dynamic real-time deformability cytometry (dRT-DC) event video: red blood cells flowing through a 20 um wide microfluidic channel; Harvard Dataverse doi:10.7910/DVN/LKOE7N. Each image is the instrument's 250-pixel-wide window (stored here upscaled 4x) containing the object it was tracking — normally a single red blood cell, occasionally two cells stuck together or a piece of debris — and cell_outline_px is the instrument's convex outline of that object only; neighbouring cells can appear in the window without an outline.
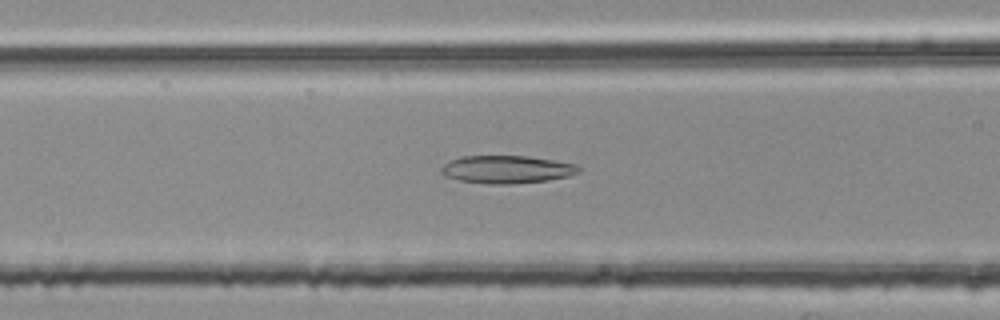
{"species": "common noctule bat (a hibernating species)", "species_latin": "Nyctalus noctula", "temperature_condition": "room temperature", "stored_images_in_passage": 44, "camera_frame_rate_fps": 3000, "um_per_image_px": 0.085, "animal": {"sex": "female", "body_mass_g": 25.1}, "frame": {"image": 1, "passage_image": 12, "time_ms": 3.667, "image_size_px": [1000, 320], "cell_outline_px": [[580, 172], [568, 176], [548, 180], [508, 184], [488, 184], [460, 180], [444, 176], [440, 172], [440, 168], [444, 164], [452, 160], [464, 156], [528, 156], [576, 164], [580, 168]], "centroid_in_image_um": [43.07, 14.4], "position_along_channel_um": 123.5, "area_um2": 22.14}}
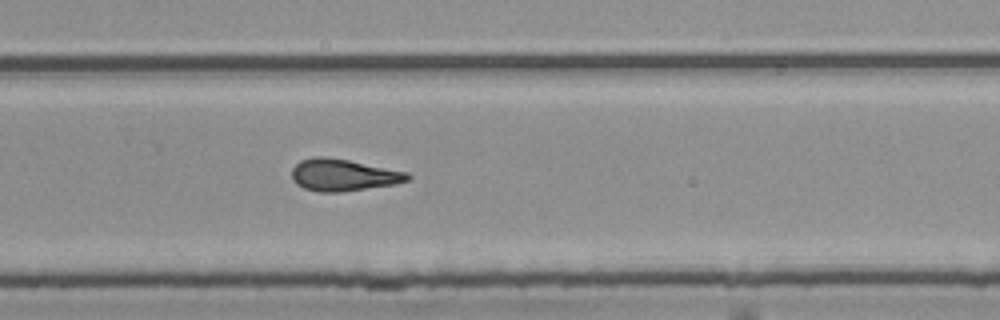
{"frame": {"image": 2, "passage_image": 26, "time_ms": 8.333, "image_size_px": [1000, 320], "cell_outline_px": [[412, 176], [408, 180], [396, 184], [340, 192], [320, 192], [304, 188], [296, 184], [292, 180], [292, 168], [300, 160], [312, 156], [324, 156], [348, 160], [408, 172]], "centroid_in_image_um": [29.16, 14.87], "position_along_channel_um": 300.6, "area_um2": 21.62}}
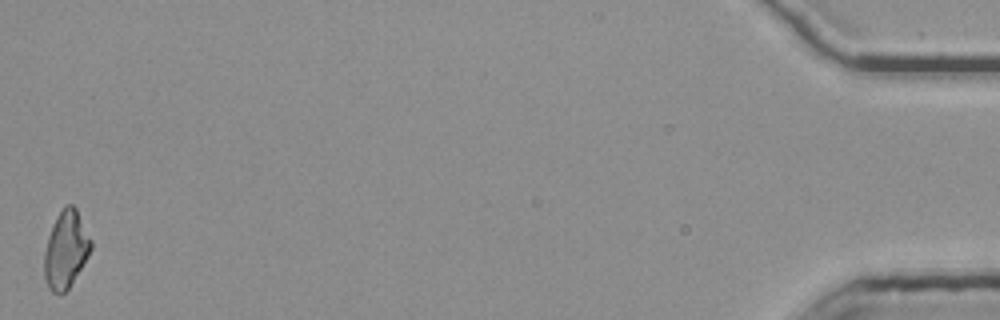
{"frame": {"image": 3, "passage_image": 44, "time_ms": 14.333, "image_size_px": [1000, 320], "cell_outline_px": [[92, 248], [88, 256], [68, 288], [64, 292], [52, 292], [48, 288], [44, 280], [44, 252], [48, 236], [56, 216], [64, 204], [72, 204], [76, 208], [92, 240]], "centroid_in_image_um": [5.58, 21.18], "position_along_channel_um": 429.6, "area_um2": 20.98}, "authors_computed_cell_mechanics": {"area_um2": 21.2704, "velocity_mm_per_s": 3.7991, "shape_relaxation_time_tau1_ms": null, "shape_relaxation_time_tau2_ms": 2.2853, "deformation_change_tau1": null, "deformation_change_tau2": 0.1194}}